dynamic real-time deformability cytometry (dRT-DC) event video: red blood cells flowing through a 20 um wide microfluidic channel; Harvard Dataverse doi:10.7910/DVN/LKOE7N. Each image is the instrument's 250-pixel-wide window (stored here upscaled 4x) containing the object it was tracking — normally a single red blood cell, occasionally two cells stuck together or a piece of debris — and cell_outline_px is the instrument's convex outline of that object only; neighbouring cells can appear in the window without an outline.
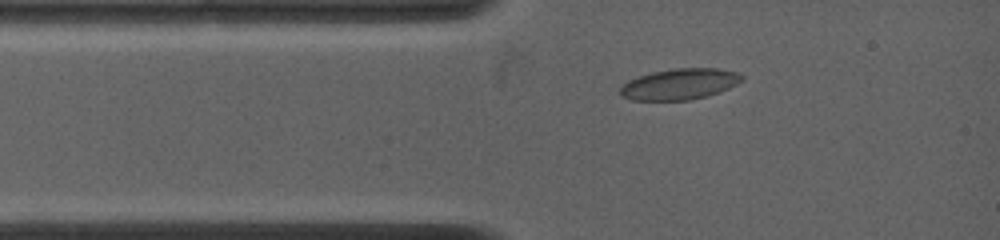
{"species": "common noctule bat (a hibernating species)", "species_latin": "Nyctalus noctula", "temperature_condition": "warm", "stored_images_in_passage": 71, "camera_frame_rate_fps": 4500, "um_per_image_px": 0.085, "animal": {"sex": "female", "body_mass_g": 19.0, "forearm_length_mm": 53.3}, "frame": {"image": 1, "passage_image": 11, "time_ms": 1.556, "image_size_px": [1000, 240], "cell_outline_px": [[744, 80], [720, 92], [688, 100], [632, 100], [620, 96], [620, 88], [628, 80], [652, 72], [676, 68], [716, 68], [736, 72], [744, 76]], "centroid_in_image_um": [57.77, 7.15], "position_along_channel_um": 27.2, "area_um2": 21.85}}
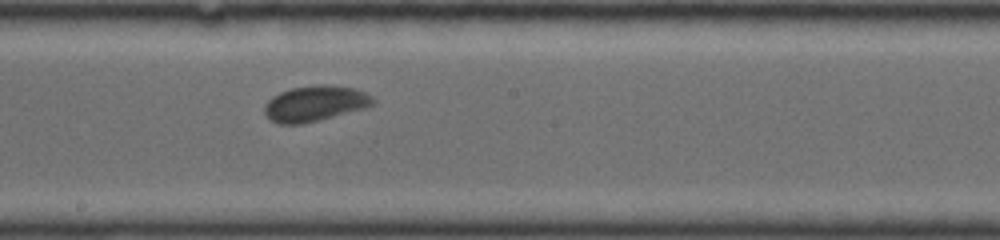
{"frame": {"image": 2, "passage_image": 46, "time_ms": 6.889, "image_size_px": [1000, 240], "cell_outline_px": [[376, 104], [368, 108], [300, 124], [280, 124], [272, 120], [264, 112], [264, 104], [272, 96], [280, 92], [292, 88], [320, 84], [324, 84], [356, 88], [372, 96], [376, 100]], "centroid_in_image_um": [26.82, 8.79], "position_along_channel_um": 221.4, "area_um2": 22.6}}
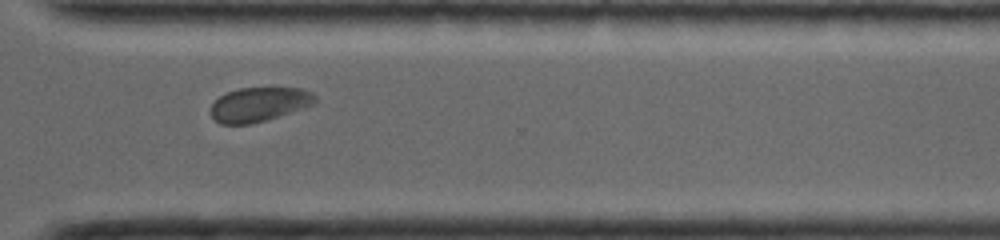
{"frame": {"image": 3, "passage_image": 70, "time_ms": 10.222, "image_size_px": [1000, 240], "cell_outline_px": [[316, 100], [312, 104], [304, 108], [264, 120], [248, 124], [220, 124], [212, 116], [212, 104], [220, 96], [228, 92], [240, 88], [300, 88], [312, 92], [316, 96]], "centroid_in_image_um": [22.03, 8.86], "position_along_channel_um": 348.6, "area_um2": 20.46}}